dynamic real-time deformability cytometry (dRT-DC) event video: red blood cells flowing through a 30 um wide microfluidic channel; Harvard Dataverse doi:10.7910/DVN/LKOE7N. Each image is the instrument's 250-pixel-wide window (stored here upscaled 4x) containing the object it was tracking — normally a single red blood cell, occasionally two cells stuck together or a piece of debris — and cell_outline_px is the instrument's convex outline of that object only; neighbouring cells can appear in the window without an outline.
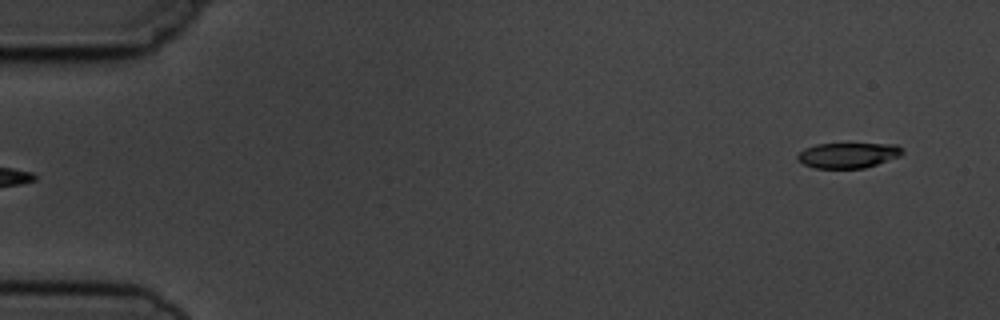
{"species": "common noctule bat (a hibernating species)", "species_latin": "Nyctalus noctula", "temperature_condition": "cold", "stored_images_in_passage": 5, "segment_of_instrument_passage": [2, 2], "camera_frame_rate_fps": 3000, "um_per_image_px": 0.085, "animal": {"sex": "male", "body_mass_g": 19.5, "forearm_length_mm": 54.6}, "frame": {"image": 1, "passage_image": 5, "time_ms": 5.333, "image_size_px": [1000, 320], "cell_outline_px": [[904, 152], [900, 156], [864, 168], [812, 168], [796, 160], [796, 156], [804, 148], [816, 144], [896, 144]], "centroid_in_image_um": [72.04, 13.2], "position_along_channel_um": 13.0, "area_um2": 15.43}}